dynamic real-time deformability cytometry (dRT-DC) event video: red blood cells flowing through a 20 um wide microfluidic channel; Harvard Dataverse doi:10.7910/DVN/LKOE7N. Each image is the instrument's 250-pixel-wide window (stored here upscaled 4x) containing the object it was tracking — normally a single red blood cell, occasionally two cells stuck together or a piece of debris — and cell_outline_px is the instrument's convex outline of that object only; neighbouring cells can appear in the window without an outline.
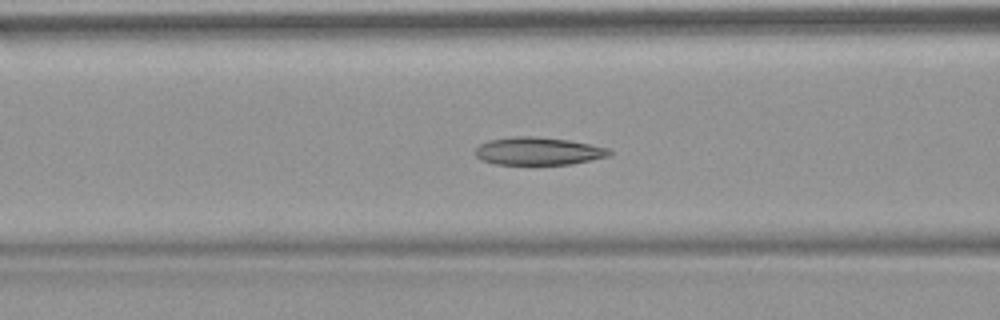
{"species": "common noctule bat (a hibernating species)", "species_latin": "Nyctalus noctula", "temperature_condition": "warm", "stored_images_in_passage": 38, "camera_frame_rate_fps": 3000, "um_per_image_px": 0.085, "animal": {"sex": "female", "body_mass_g": 18.4}, "frame": {"image": 1, "passage_image": 6, "time_ms": 1.667, "image_size_px": [1000, 320], "cell_outline_px": [[612, 156], [572, 164], [496, 164], [484, 160], [476, 156], [476, 148], [480, 144], [488, 140], [512, 136], [536, 136], [568, 140], [612, 148]], "centroid_in_image_um": [45.82, 12.84], "position_along_channel_um": 120.8, "area_um2": 21.85}, "authors_computed_cell_mechanics": {"area_um2": 21.7617, "velocity_mm_per_s": 3.8012, "shape_relaxation_time_tau1_ms": 5.9904, "shape_relaxation_time_tau2_ms": 2.5036, "deformation_change_tau1": 0.1528, "deformation_change_tau2": 0.0724}}